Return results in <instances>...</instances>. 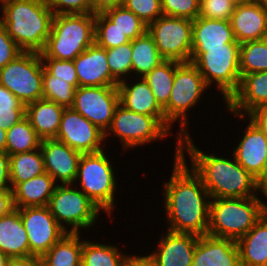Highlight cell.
<instances>
[{
	"label": "cell",
	"instance_id": "cell-13",
	"mask_svg": "<svg viewBox=\"0 0 267 266\" xmlns=\"http://www.w3.org/2000/svg\"><path fill=\"white\" fill-rule=\"evenodd\" d=\"M119 104L117 86L81 87L75 90L72 109L106 133Z\"/></svg>",
	"mask_w": 267,
	"mask_h": 266
},
{
	"label": "cell",
	"instance_id": "cell-1",
	"mask_svg": "<svg viewBox=\"0 0 267 266\" xmlns=\"http://www.w3.org/2000/svg\"><path fill=\"white\" fill-rule=\"evenodd\" d=\"M173 169L162 184V203L167 230L177 233L206 235L209 227L211 197L201 178L191 169L188 161L179 156L175 146Z\"/></svg>",
	"mask_w": 267,
	"mask_h": 266
},
{
	"label": "cell",
	"instance_id": "cell-56",
	"mask_svg": "<svg viewBox=\"0 0 267 266\" xmlns=\"http://www.w3.org/2000/svg\"><path fill=\"white\" fill-rule=\"evenodd\" d=\"M10 259L11 258L8 255H6L2 251H0V266H7L8 261Z\"/></svg>",
	"mask_w": 267,
	"mask_h": 266
},
{
	"label": "cell",
	"instance_id": "cell-2",
	"mask_svg": "<svg viewBox=\"0 0 267 266\" xmlns=\"http://www.w3.org/2000/svg\"><path fill=\"white\" fill-rule=\"evenodd\" d=\"M192 137H181L179 156L184 161L189 158L188 165L201 178L211 198L259 196V181L247 172L233 155H218L219 152L215 150L213 153L212 150L210 153L207 150L206 153L198 148Z\"/></svg>",
	"mask_w": 267,
	"mask_h": 266
},
{
	"label": "cell",
	"instance_id": "cell-18",
	"mask_svg": "<svg viewBox=\"0 0 267 266\" xmlns=\"http://www.w3.org/2000/svg\"><path fill=\"white\" fill-rule=\"evenodd\" d=\"M40 150L43 155L45 171L58 185L73 184L77 176L80 151L56 140H41Z\"/></svg>",
	"mask_w": 267,
	"mask_h": 266
},
{
	"label": "cell",
	"instance_id": "cell-40",
	"mask_svg": "<svg viewBox=\"0 0 267 266\" xmlns=\"http://www.w3.org/2000/svg\"><path fill=\"white\" fill-rule=\"evenodd\" d=\"M162 14L195 20L200 13V0H161Z\"/></svg>",
	"mask_w": 267,
	"mask_h": 266
},
{
	"label": "cell",
	"instance_id": "cell-41",
	"mask_svg": "<svg viewBox=\"0 0 267 266\" xmlns=\"http://www.w3.org/2000/svg\"><path fill=\"white\" fill-rule=\"evenodd\" d=\"M123 6L132 11L147 26L163 15L161 0H125Z\"/></svg>",
	"mask_w": 267,
	"mask_h": 266
},
{
	"label": "cell",
	"instance_id": "cell-54",
	"mask_svg": "<svg viewBox=\"0 0 267 266\" xmlns=\"http://www.w3.org/2000/svg\"><path fill=\"white\" fill-rule=\"evenodd\" d=\"M125 266H152L143 255L134 254Z\"/></svg>",
	"mask_w": 267,
	"mask_h": 266
},
{
	"label": "cell",
	"instance_id": "cell-38",
	"mask_svg": "<svg viewBox=\"0 0 267 266\" xmlns=\"http://www.w3.org/2000/svg\"><path fill=\"white\" fill-rule=\"evenodd\" d=\"M130 41L102 12L95 13V43L98 46L111 49Z\"/></svg>",
	"mask_w": 267,
	"mask_h": 266
},
{
	"label": "cell",
	"instance_id": "cell-8",
	"mask_svg": "<svg viewBox=\"0 0 267 266\" xmlns=\"http://www.w3.org/2000/svg\"><path fill=\"white\" fill-rule=\"evenodd\" d=\"M210 90L199 70L191 63H181L175 70L172 91L168 104L163 108L165 121L173 128L179 123L178 134L190 135V110L196 108L204 94ZM205 92V93H204ZM190 121V122H189Z\"/></svg>",
	"mask_w": 267,
	"mask_h": 266
},
{
	"label": "cell",
	"instance_id": "cell-4",
	"mask_svg": "<svg viewBox=\"0 0 267 266\" xmlns=\"http://www.w3.org/2000/svg\"><path fill=\"white\" fill-rule=\"evenodd\" d=\"M104 150L95 153H82L77 169L74 186L79 188L90 200H92L113 222L112 216L116 209V194L119 186L116 179L115 162ZM113 163V164H112ZM113 212V213H112Z\"/></svg>",
	"mask_w": 267,
	"mask_h": 266
},
{
	"label": "cell",
	"instance_id": "cell-6",
	"mask_svg": "<svg viewBox=\"0 0 267 266\" xmlns=\"http://www.w3.org/2000/svg\"><path fill=\"white\" fill-rule=\"evenodd\" d=\"M95 43V14L54 15L41 58L74 60Z\"/></svg>",
	"mask_w": 267,
	"mask_h": 266
},
{
	"label": "cell",
	"instance_id": "cell-47",
	"mask_svg": "<svg viewBox=\"0 0 267 266\" xmlns=\"http://www.w3.org/2000/svg\"><path fill=\"white\" fill-rule=\"evenodd\" d=\"M0 190H12L10 181V155L0 154Z\"/></svg>",
	"mask_w": 267,
	"mask_h": 266
},
{
	"label": "cell",
	"instance_id": "cell-16",
	"mask_svg": "<svg viewBox=\"0 0 267 266\" xmlns=\"http://www.w3.org/2000/svg\"><path fill=\"white\" fill-rule=\"evenodd\" d=\"M242 122H248L244 132L231 152L235 160L259 182L267 174V137L248 116L234 115ZM245 119V120H244ZM247 119V121H246Z\"/></svg>",
	"mask_w": 267,
	"mask_h": 266
},
{
	"label": "cell",
	"instance_id": "cell-34",
	"mask_svg": "<svg viewBox=\"0 0 267 266\" xmlns=\"http://www.w3.org/2000/svg\"><path fill=\"white\" fill-rule=\"evenodd\" d=\"M40 143L41 139L26 117L7 129L6 153L9 155L34 151L40 148Z\"/></svg>",
	"mask_w": 267,
	"mask_h": 266
},
{
	"label": "cell",
	"instance_id": "cell-24",
	"mask_svg": "<svg viewBox=\"0 0 267 266\" xmlns=\"http://www.w3.org/2000/svg\"><path fill=\"white\" fill-rule=\"evenodd\" d=\"M0 251L10 258L30 256L28 235L19 208L0 217Z\"/></svg>",
	"mask_w": 267,
	"mask_h": 266
},
{
	"label": "cell",
	"instance_id": "cell-48",
	"mask_svg": "<svg viewBox=\"0 0 267 266\" xmlns=\"http://www.w3.org/2000/svg\"><path fill=\"white\" fill-rule=\"evenodd\" d=\"M3 108H26V105L0 84V109Z\"/></svg>",
	"mask_w": 267,
	"mask_h": 266
},
{
	"label": "cell",
	"instance_id": "cell-17",
	"mask_svg": "<svg viewBox=\"0 0 267 266\" xmlns=\"http://www.w3.org/2000/svg\"><path fill=\"white\" fill-rule=\"evenodd\" d=\"M161 234L158 246L156 245L153 251L145 253L143 257L152 266H192L199 236L167 229Z\"/></svg>",
	"mask_w": 267,
	"mask_h": 266
},
{
	"label": "cell",
	"instance_id": "cell-19",
	"mask_svg": "<svg viewBox=\"0 0 267 266\" xmlns=\"http://www.w3.org/2000/svg\"><path fill=\"white\" fill-rule=\"evenodd\" d=\"M230 23L238 43L267 38V7L262 0L235 5Z\"/></svg>",
	"mask_w": 267,
	"mask_h": 266
},
{
	"label": "cell",
	"instance_id": "cell-21",
	"mask_svg": "<svg viewBox=\"0 0 267 266\" xmlns=\"http://www.w3.org/2000/svg\"><path fill=\"white\" fill-rule=\"evenodd\" d=\"M73 62L79 86H118V82L111 75L106 49L96 43L79 54Z\"/></svg>",
	"mask_w": 267,
	"mask_h": 266
},
{
	"label": "cell",
	"instance_id": "cell-15",
	"mask_svg": "<svg viewBox=\"0 0 267 266\" xmlns=\"http://www.w3.org/2000/svg\"><path fill=\"white\" fill-rule=\"evenodd\" d=\"M56 140L81 153L104 150L105 133L71 107L65 108Z\"/></svg>",
	"mask_w": 267,
	"mask_h": 266
},
{
	"label": "cell",
	"instance_id": "cell-32",
	"mask_svg": "<svg viewBox=\"0 0 267 266\" xmlns=\"http://www.w3.org/2000/svg\"><path fill=\"white\" fill-rule=\"evenodd\" d=\"M45 166L39 149L10 155V181L12 190L24 181L44 174Z\"/></svg>",
	"mask_w": 267,
	"mask_h": 266
},
{
	"label": "cell",
	"instance_id": "cell-57",
	"mask_svg": "<svg viewBox=\"0 0 267 266\" xmlns=\"http://www.w3.org/2000/svg\"><path fill=\"white\" fill-rule=\"evenodd\" d=\"M232 1L237 5V4L248 3V2H251L253 0H232Z\"/></svg>",
	"mask_w": 267,
	"mask_h": 266
},
{
	"label": "cell",
	"instance_id": "cell-7",
	"mask_svg": "<svg viewBox=\"0 0 267 266\" xmlns=\"http://www.w3.org/2000/svg\"><path fill=\"white\" fill-rule=\"evenodd\" d=\"M265 214L260 196L211 198L207 234L237 241Z\"/></svg>",
	"mask_w": 267,
	"mask_h": 266
},
{
	"label": "cell",
	"instance_id": "cell-50",
	"mask_svg": "<svg viewBox=\"0 0 267 266\" xmlns=\"http://www.w3.org/2000/svg\"><path fill=\"white\" fill-rule=\"evenodd\" d=\"M13 191H1L0 190V217L8 214L11 210H13Z\"/></svg>",
	"mask_w": 267,
	"mask_h": 266
},
{
	"label": "cell",
	"instance_id": "cell-31",
	"mask_svg": "<svg viewBox=\"0 0 267 266\" xmlns=\"http://www.w3.org/2000/svg\"><path fill=\"white\" fill-rule=\"evenodd\" d=\"M131 48L132 77H144L164 61L159 54L152 36L147 31L142 36L131 40Z\"/></svg>",
	"mask_w": 267,
	"mask_h": 266
},
{
	"label": "cell",
	"instance_id": "cell-30",
	"mask_svg": "<svg viewBox=\"0 0 267 266\" xmlns=\"http://www.w3.org/2000/svg\"><path fill=\"white\" fill-rule=\"evenodd\" d=\"M83 234L66 233L41 258L43 266H81Z\"/></svg>",
	"mask_w": 267,
	"mask_h": 266
},
{
	"label": "cell",
	"instance_id": "cell-22",
	"mask_svg": "<svg viewBox=\"0 0 267 266\" xmlns=\"http://www.w3.org/2000/svg\"><path fill=\"white\" fill-rule=\"evenodd\" d=\"M222 104L232 116H247L255 108L267 105V71L243 75L237 91Z\"/></svg>",
	"mask_w": 267,
	"mask_h": 266
},
{
	"label": "cell",
	"instance_id": "cell-42",
	"mask_svg": "<svg viewBox=\"0 0 267 266\" xmlns=\"http://www.w3.org/2000/svg\"><path fill=\"white\" fill-rule=\"evenodd\" d=\"M235 5L232 0H200L199 17L230 21Z\"/></svg>",
	"mask_w": 267,
	"mask_h": 266
},
{
	"label": "cell",
	"instance_id": "cell-58",
	"mask_svg": "<svg viewBox=\"0 0 267 266\" xmlns=\"http://www.w3.org/2000/svg\"><path fill=\"white\" fill-rule=\"evenodd\" d=\"M263 4L267 7V0H262Z\"/></svg>",
	"mask_w": 267,
	"mask_h": 266
},
{
	"label": "cell",
	"instance_id": "cell-43",
	"mask_svg": "<svg viewBox=\"0 0 267 266\" xmlns=\"http://www.w3.org/2000/svg\"><path fill=\"white\" fill-rule=\"evenodd\" d=\"M44 68L57 79L71 80V84L79 87L78 77L73 60H57L54 58H42Z\"/></svg>",
	"mask_w": 267,
	"mask_h": 266
},
{
	"label": "cell",
	"instance_id": "cell-44",
	"mask_svg": "<svg viewBox=\"0 0 267 266\" xmlns=\"http://www.w3.org/2000/svg\"><path fill=\"white\" fill-rule=\"evenodd\" d=\"M93 0H46L54 15L92 14Z\"/></svg>",
	"mask_w": 267,
	"mask_h": 266
},
{
	"label": "cell",
	"instance_id": "cell-49",
	"mask_svg": "<svg viewBox=\"0 0 267 266\" xmlns=\"http://www.w3.org/2000/svg\"><path fill=\"white\" fill-rule=\"evenodd\" d=\"M267 137V105L255 108L247 115Z\"/></svg>",
	"mask_w": 267,
	"mask_h": 266
},
{
	"label": "cell",
	"instance_id": "cell-45",
	"mask_svg": "<svg viewBox=\"0 0 267 266\" xmlns=\"http://www.w3.org/2000/svg\"><path fill=\"white\" fill-rule=\"evenodd\" d=\"M22 50L10 37L6 27L0 21V68L11 62Z\"/></svg>",
	"mask_w": 267,
	"mask_h": 266
},
{
	"label": "cell",
	"instance_id": "cell-10",
	"mask_svg": "<svg viewBox=\"0 0 267 266\" xmlns=\"http://www.w3.org/2000/svg\"><path fill=\"white\" fill-rule=\"evenodd\" d=\"M57 223L68 233L89 232L101 210L73 184L57 185L47 205Z\"/></svg>",
	"mask_w": 267,
	"mask_h": 266
},
{
	"label": "cell",
	"instance_id": "cell-28",
	"mask_svg": "<svg viewBox=\"0 0 267 266\" xmlns=\"http://www.w3.org/2000/svg\"><path fill=\"white\" fill-rule=\"evenodd\" d=\"M57 185L47 172L19 183L12 190L14 207L47 206Z\"/></svg>",
	"mask_w": 267,
	"mask_h": 266
},
{
	"label": "cell",
	"instance_id": "cell-26",
	"mask_svg": "<svg viewBox=\"0 0 267 266\" xmlns=\"http://www.w3.org/2000/svg\"><path fill=\"white\" fill-rule=\"evenodd\" d=\"M65 107L54 101L39 99L26 105V118L41 140L55 139Z\"/></svg>",
	"mask_w": 267,
	"mask_h": 266
},
{
	"label": "cell",
	"instance_id": "cell-46",
	"mask_svg": "<svg viewBox=\"0 0 267 266\" xmlns=\"http://www.w3.org/2000/svg\"><path fill=\"white\" fill-rule=\"evenodd\" d=\"M26 116V108L0 109V128L8 129L19 123Z\"/></svg>",
	"mask_w": 267,
	"mask_h": 266
},
{
	"label": "cell",
	"instance_id": "cell-55",
	"mask_svg": "<svg viewBox=\"0 0 267 266\" xmlns=\"http://www.w3.org/2000/svg\"><path fill=\"white\" fill-rule=\"evenodd\" d=\"M6 133L7 129L0 128V154L6 153Z\"/></svg>",
	"mask_w": 267,
	"mask_h": 266
},
{
	"label": "cell",
	"instance_id": "cell-29",
	"mask_svg": "<svg viewBox=\"0 0 267 266\" xmlns=\"http://www.w3.org/2000/svg\"><path fill=\"white\" fill-rule=\"evenodd\" d=\"M121 250L115 243L95 242L83 237L81 266H125L134 254Z\"/></svg>",
	"mask_w": 267,
	"mask_h": 266
},
{
	"label": "cell",
	"instance_id": "cell-39",
	"mask_svg": "<svg viewBox=\"0 0 267 266\" xmlns=\"http://www.w3.org/2000/svg\"><path fill=\"white\" fill-rule=\"evenodd\" d=\"M106 55L111 75L118 83L132 77L131 41L115 48L106 49Z\"/></svg>",
	"mask_w": 267,
	"mask_h": 266
},
{
	"label": "cell",
	"instance_id": "cell-53",
	"mask_svg": "<svg viewBox=\"0 0 267 266\" xmlns=\"http://www.w3.org/2000/svg\"><path fill=\"white\" fill-rule=\"evenodd\" d=\"M259 196L262 202V206L265 214H267V174L266 176L259 182ZM264 197V198H262ZM266 199V200H265Z\"/></svg>",
	"mask_w": 267,
	"mask_h": 266
},
{
	"label": "cell",
	"instance_id": "cell-52",
	"mask_svg": "<svg viewBox=\"0 0 267 266\" xmlns=\"http://www.w3.org/2000/svg\"><path fill=\"white\" fill-rule=\"evenodd\" d=\"M7 266H43V264L41 258L29 256L11 258Z\"/></svg>",
	"mask_w": 267,
	"mask_h": 266
},
{
	"label": "cell",
	"instance_id": "cell-3",
	"mask_svg": "<svg viewBox=\"0 0 267 266\" xmlns=\"http://www.w3.org/2000/svg\"><path fill=\"white\" fill-rule=\"evenodd\" d=\"M0 12V21L22 51L44 49L54 17L46 0H0Z\"/></svg>",
	"mask_w": 267,
	"mask_h": 266
},
{
	"label": "cell",
	"instance_id": "cell-36",
	"mask_svg": "<svg viewBox=\"0 0 267 266\" xmlns=\"http://www.w3.org/2000/svg\"><path fill=\"white\" fill-rule=\"evenodd\" d=\"M102 13L130 40L142 36L147 31V25L123 5L106 9Z\"/></svg>",
	"mask_w": 267,
	"mask_h": 266
},
{
	"label": "cell",
	"instance_id": "cell-27",
	"mask_svg": "<svg viewBox=\"0 0 267 266\" xmlns=\"http://www.w3.org/2000/svg\"><path fill=\"white\" fill-rule=\"evenodd\" d=\"M236 242L241 266H267V214Z\"/></svg>",
	"mask_w": 267,
	"mask_h": 266
},
{
	"label": "cell",
	"instance_id": "cell-25",
	"mask_svg": "<svg viewBox=\"0 0 267 266\" xmlns=\"http://www.w3.org/2000/svg\"><path fill=\"white\" fill-rule=\"evenodd\" d=\"M238 43L228 20L197 17L192 21V48L224 47Z\"/></svg>",
	"mask_w": 267,
	"mask_h": 266
},
{
	"label": "cell",
	"instance_id": "cell-5",
	"mask_svg": "<svg viewBox=\"0 0 267 266\" xmlns=\"http://www.w3.org/2000/svg\"><path fill=\"white\" fill-rule=\"evenodd\" d=\"M239 54L240 43H227L216 48H192L190 62L199 70L209 89L212 86L217 88L225 103L240 84Z\"/></svg>",
	"mask_w": 267,
	"mask_h": 266
},
{
	"label": "cell",
	"instance_id": "cell-11",
	"mask_svg": "<svg viewBox=\"0 0 267 266\" xmlns=\"http://www.w3.org/2000/svg\"><path fill=\"white\" fill-rule=\"evenodd\" d=\"M43 71L40 53L22 51L0 68V84L27 105L42 99Z\"/></svg>",
	"mask_w": 267,
	"mask_h": 266
},
{
	"label": "cell",
	"instance_id": "cell-14",
	"mask_svg": "<svg viewBox=\"0 0 267 266\" xmlns=\"http://www.w3.org/2000/svg\"><path fill=\"white\" fill-rule=\"evenodd\" d=\"M29 240L30 256L42 258L66 233L47 206L19 208Z\"/></svg>",
	"mask_w": 267,
	"mask_h": 266
},
{
	"label": "cell",
	"instance_id": "cell-37",
	"mask_svg": "<svg viewBox=\"0 0 267 266\" xmlns=\"http://www.w3.org/2000/svg\"><path fill=\"white\" fill-rule=\"evenodd\" d=\"M42 86L43 99L54 101L65 108L72 106L76 88L71 80L57 79L44 68Z\"/></svg>",
	"mask_w": 267,
	"mask_h": 266
},
{
	"label": "cell",
	"instance_id": "cell-51",
	"mask_svg": "<svg viewBox=\"0 0 267 266\" xmlns=\"http://www.w3.org/2000/svg\"><path fill=\"white\" fill-rule=\"evenodd\" d=\"M125 0H93L92 14L103 12L106 9L122 6Z\"/></svg>",
	"mask_w": 267,
	"mask_h": 266
},
{
	"label": "cell",
	"instance_id": "cell-33",
	"mask_svg": "<svg viewBox=\"0 0 267 266\" xmlns=\"http://www.w3.org/2000/svg\"><path fill=\"white\" fill-rule=\"evenodd\" d=\"M181 62L164 60L144 77H142L154 94L158 105L163 109L169 101L173 87L176 68Z\"/></svg>",
	"mask_w": 267,
	"mask_h": 266
},
{
	"label": "cell",
	"instance_id": "cell-12",
	"mask_svg": "<svg viewBox=\"0 0 267 266\" xmlns=\"http://www.w3.org/2000/svg\"><path fill=\"white\" fill-rule=\"evenodd\" d=\"M147 32L164 60L190 62L192 20L162 15L147 26Z\"/></svg>",
	"mask_w": 267,
	"mask_h": 266
},
{
	"label": "cell",
	"instance_id": "cell-9",
	"mask_svg": "<svg viewBox=\"0 0 267 266\" xmlns=\"http://www.w3.org/2000/svg\"><path fill=\"white\" fill-rule=\"evenodd\" d=\"M170 132L155 116L139 114L126 109L120 103L117 105L110 128L105 133V143L117 140L122 144V151L137 150V147L165 140L175 136L174 146H179L181 136ZM172 134V135H171ZM115 136V137H113ZM113 139H110L112 138ZM109 138V139H108Z\"/></svg>",
	"mask_w": 267,
	"mask_h": 266
},
{
	"label": "cell",
	"instance_id": "cell-20",
	"mask_svg": "<svg viewBox=\"0 0 267 266\" xmlns=\"http://www.w3.org/2000/svg\"><path fill=\"white\" fill-rule=\"evenodd\" d=\"M117 88L122 106L139 114L155 116L170 132L173 131L165 121L163 109L156 102L151 88L142 77L123 80L118 83Z\"/></svg>",
	"mask_w": 267,
	"mask_h": 266
},
{
	"label": "cell",
	"instance_id": "cell-35",
	"mask_svg": "<svg viewBox=\"0 0 267 266\" xmlns=\"http://www.w3.org/2000/svg\"><path fill=\"white\" fill-rule=\"evenodd\" d=\"M240 74L267 71V38L240 43Z\"/></svg>",
	"mask_w": 267,
	"mask_h": 266
},
{
	"label": "cell",
	"instance_id": "cell-23",
	"mask_svg": "<svg viewBox=\"0 0 267 266\" xmlns=\"http://www.w3.org/2000/svg\"><path fill=\"white\" fill-rule=\"evenodd\" d=\"M192 266H241L237 242L208 234L199 236Z\"/></svg>",
	"mask_w": 267,
	"mask_h": 266
}]
</instances>
